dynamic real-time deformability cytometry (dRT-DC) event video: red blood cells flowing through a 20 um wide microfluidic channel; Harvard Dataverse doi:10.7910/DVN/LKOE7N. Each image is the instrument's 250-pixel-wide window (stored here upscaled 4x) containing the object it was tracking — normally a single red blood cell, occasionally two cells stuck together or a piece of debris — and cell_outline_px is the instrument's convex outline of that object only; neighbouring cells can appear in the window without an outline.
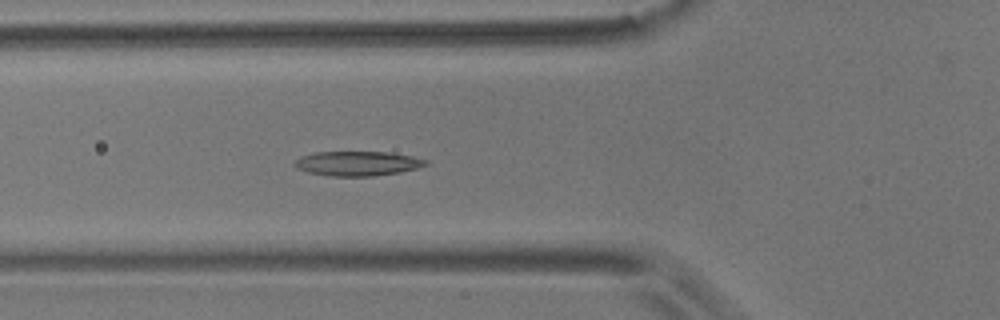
{"species": "common noctule bat (a hibernating species)", "species_latin": "Nyctalus noctula", "temperature_condition": "room temperature", "stored_images_in_passage": 4, "camera_frame_rate_fps": 3000, "um_per_image_px": 0.085, "animal": {"sex": "male", "body_mass_g": 17.9}, "frame": {"image": 1, "passage_image": 4, "time_ms": 3.333, "image_size_px": [1000, 320], "cell_outline_px": [[428, 164], [416, 168], [400, 172], [376, 176], [332, 176], [308, 172], [296, 168], [292, 164], [300, 156], [316, 152], [388, 152], [412, 156], [428, 160]], "centroid_in_image_um": [30.38, 13.89], "position_along_channel_um": 95.4, "area_um2": 18.79}}